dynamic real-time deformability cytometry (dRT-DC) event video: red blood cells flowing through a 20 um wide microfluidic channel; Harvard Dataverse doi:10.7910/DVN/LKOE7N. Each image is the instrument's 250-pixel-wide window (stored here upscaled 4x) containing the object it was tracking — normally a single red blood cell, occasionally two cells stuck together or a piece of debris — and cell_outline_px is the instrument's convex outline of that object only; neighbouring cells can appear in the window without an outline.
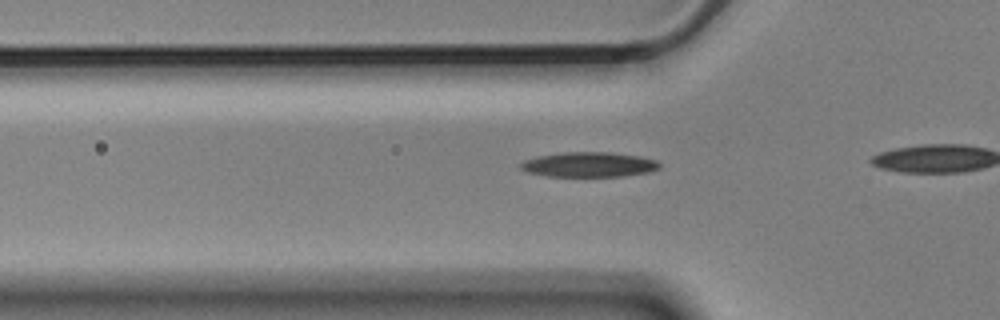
{"species": "Egyptian fruit bat (a non-hibernating species)", "species_latin": "Rousettus aegyptiacus", "temperature_condition": "cold", "stored_images_in_passage": 20, "camera_frame_rate_fps": 3000, "um_per_image_px": 0.085, "animal": {"sex": "male"}, "frame": {"image": 1, "passage_image": 11, "time_ms": 3.333, "image_size_px": [1000, 320], "cell_outline_px": [[660, 168], [652, 172], [624, 176], [548, 176], [528, 172], [520, 168], [520, 164], [524, 160], [536, 156], [564, 152], [612, 152], [640, 156], [656, 160], [660, 164]], "centroid_in_image_um": [50.1, 13.98], "position_along_channel_um": 75.7, "area_um2": 20.29}}
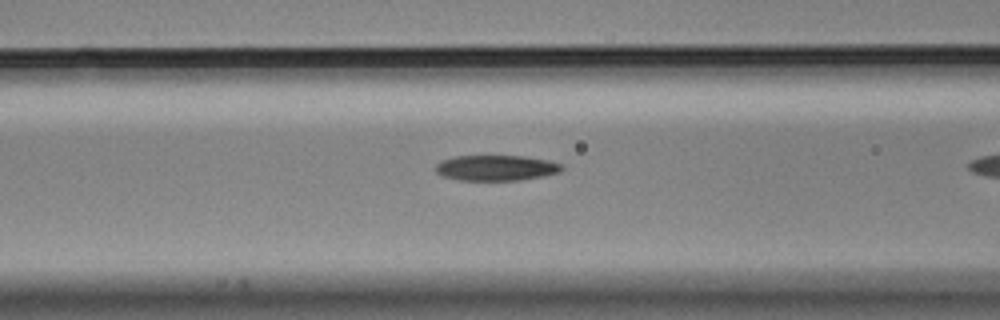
{"frame": {"image": 2, "passage_image": 15, "time_ms": 4.667, "image_size_px": [1000, 320], "cell_outline_px": [[564, 168], [560, 172], [544, 176], [520, 180], [460, 180], [440, 176], [436, 172], [436, 164], [440, 160], [456, 156], [524, 156], [548, 160], [560, 164]], "centroid_in_image_um": [42.15, 14.27], "position_along_channel_um": 124.5, "area_um2": 18.84}}
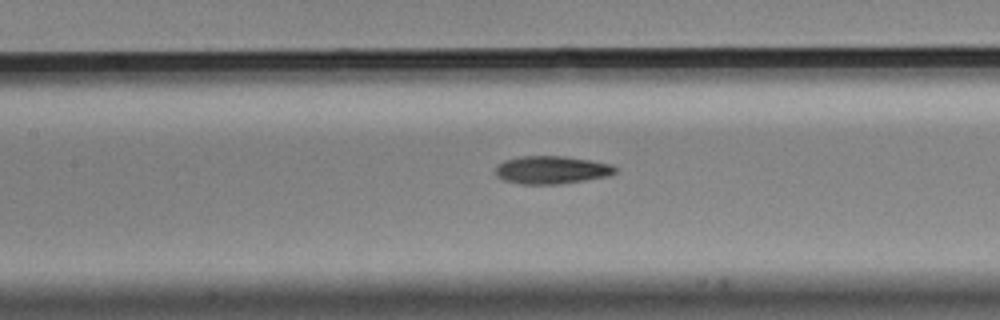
{"frame": {"image": 3, "passage_image": 18, "time_ms": 5.667, "image_size_px": [1000, 320], "cell_outline_px": [[616, 172], [608, 176], [560, 184], [520, 184], [504, 180], [496, 176], [496, 164], [504, 160], [520, 156], [564, 156], [592, 160], [612, 164], [616, 168]], "centroid_in_image_um": [46.87, 14.43], "position_along_channel_um": 160.5, "area_um2": 19.59}}